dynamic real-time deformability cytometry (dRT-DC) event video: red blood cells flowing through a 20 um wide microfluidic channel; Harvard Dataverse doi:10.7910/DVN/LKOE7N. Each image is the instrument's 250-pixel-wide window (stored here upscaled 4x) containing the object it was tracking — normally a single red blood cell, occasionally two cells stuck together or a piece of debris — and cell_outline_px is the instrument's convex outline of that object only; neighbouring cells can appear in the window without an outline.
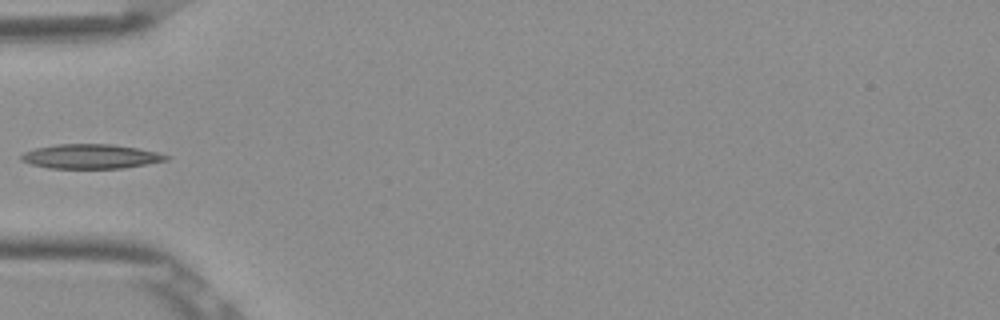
{"species": "Egyptian fruit bat (a non-hibernating species)", "species_latin": "Rousettus aegyptiacus", "temperature_condition": "room temperature", "stored_images_in_passage": 7, "camera_frame_rate_fps": 3000, "um_per_image_px": 0.085, "frame": {"image": 1, "passage_image": 6, "time_ms": 1.667, "image_size_px": [1000, 320], "cell_outline_px": [[172, 156], [168, 160], [148, 164], [124, 168], [48, 168], [32, 164], [20, 160], [20, 156], [24, 152], [36, 148], [56, 144], [112, 144], [136, 148], [156, 152]], "centroid_in_image_um": [7.73, 13.3], "position_along_channel_um": 77.3, "area_um2": 20.63}}
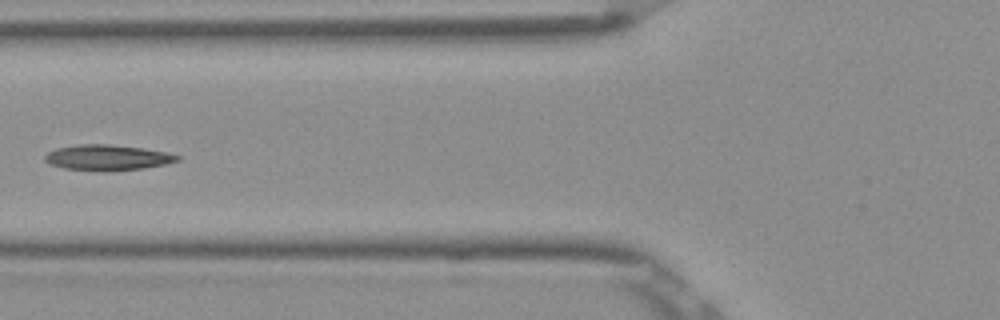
{"frame": {"image": 2, "passage_image": 7, "time_ms": 2.0, "image_size_px": [1000, 320], "cell_outline_px": [[180, 160], [164, 164], [144, 168], [64, 168], [52, 164], [44, 160], [44, 156], [48, 152], [56, 148], [76, 144], [108, 144], [144, 148], [164, 152], [180, 156]], "centroid_in_image_um": [9.12, 13.33], "position_along_channel_um": 116.7, "area_um2": 18.61}}